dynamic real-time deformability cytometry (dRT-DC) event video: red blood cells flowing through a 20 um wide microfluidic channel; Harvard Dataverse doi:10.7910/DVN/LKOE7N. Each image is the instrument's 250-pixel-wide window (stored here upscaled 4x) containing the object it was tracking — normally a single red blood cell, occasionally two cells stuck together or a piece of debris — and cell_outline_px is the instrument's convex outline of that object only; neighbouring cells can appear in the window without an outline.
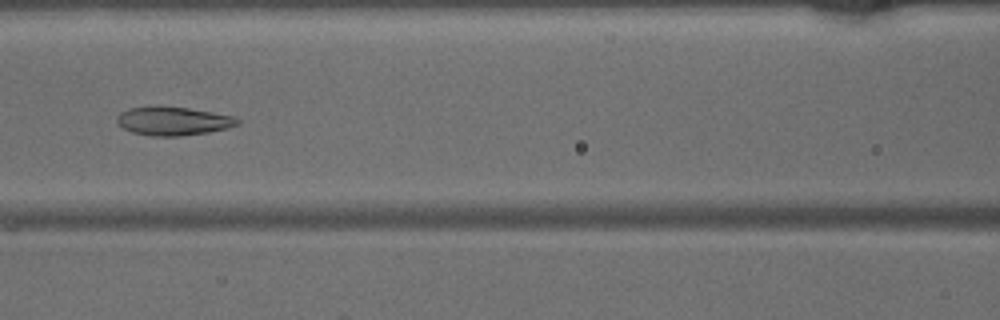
{"species": "common noctule bat (a hibernating species)", "species_latin": "Nyctalus noctula", "temperature_condition": "warm", "stored_images_in_passage": 46, "camera_frame_rate_fps": 3000, "um_per_image_px": 0.085, "animal": {"sex": "male", "body_mass_g": 15.6}, "frame": {"image": 1, "passage_image": 20, "time_ms": 6.333, "image_size_px": [1000, 320], "cell_outline_px": [[240, 124], [208, 132], [180, 136], [152, 136], [132, 132], [124, 128], [116, 120], [116, 116], [120, 112], [128, 108], [188, 108], [212, 112], [232, 116], [240, 120]], "centroid_in_image_um": [14.72, 10.31], "position_along_channel_um": 151.9, "area_um2": 19.42}}
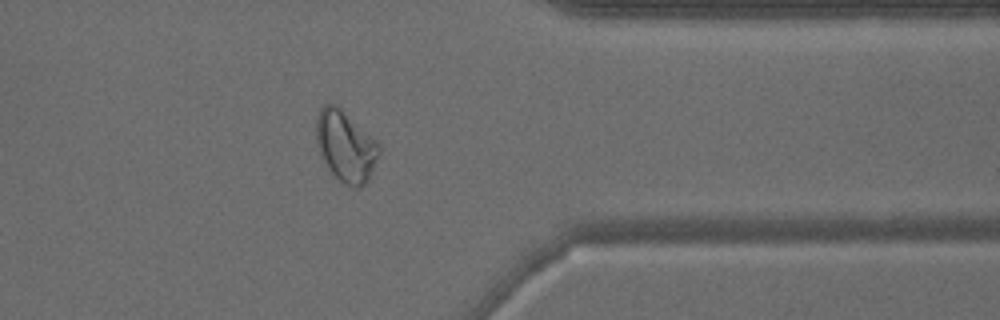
{"frame": {"image": 2, "passage_image": 37, "time_ms": 12.0, "image_size_px": [1000, 320], "cell_outline_px": [[380, 152], [368, 180], [360, 188], [356, 188], [344, 184], [332, 172], [320, 156], [316, 140], [316, 116], [320, 108], [324, 104], [336, 104], [376, 140], [380, 148]], "centroid_in_image_um": [29.36, 12.42], "position_along_channel_um": 382.0, "area_um2": 25.78}}
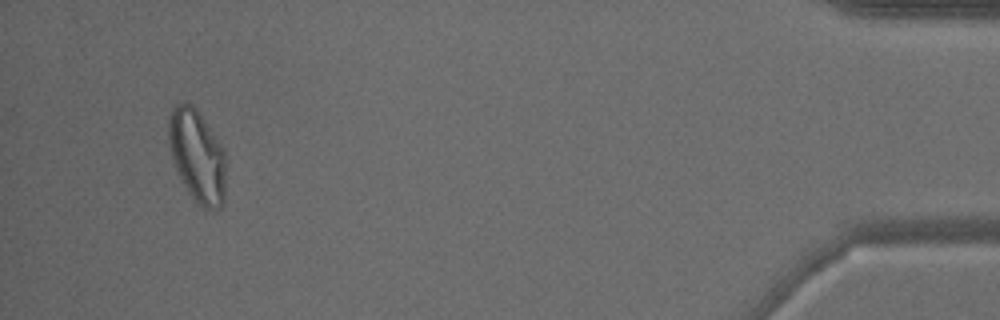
{"frame": {"image": 3, "passage_image": 44, "time_ms": 14.333, "image_size_px": [1000, 320], "cell_outline_px": [[224, 204], [220, 208], [204, 208], [196, 204], [188, 192], [176, 168], [168, 144], [168, 116], [172, 108], [176, 104], [192, 104], [196, 108], [224, 148]], "centroid_in_image_um": [16.74, 13.25], "position_along_channel_um": 418.5, "area_um2": 30.69}}